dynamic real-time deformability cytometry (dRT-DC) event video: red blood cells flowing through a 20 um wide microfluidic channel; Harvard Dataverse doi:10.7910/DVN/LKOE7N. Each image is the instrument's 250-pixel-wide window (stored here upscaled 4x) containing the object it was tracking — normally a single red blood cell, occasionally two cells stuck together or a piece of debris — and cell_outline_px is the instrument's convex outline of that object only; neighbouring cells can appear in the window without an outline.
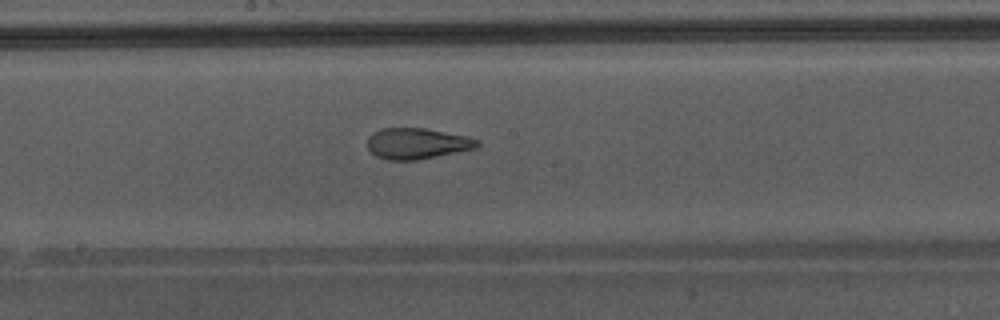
{"species": "Egyptian fruit bat (a non-hibernating species)", "species_latin": "Rousettus aegyptiacus", "temperature_condition": "warm", "stored_images_in_passage": 49, "camera_frame_rate_fps": 3000, "um_per_image_px": 0.085, "animal": {"sex": "male"}, "frame": {"image": 1, "passage_image": 28, "time_ms": 9.0, "image_size_px": [1000, 320], "cell_outline_px": [[480, 144], [476, 148], [416, 160], [388, 160], [376, 156], [368, 148], [368, 136], [372, 132], [380, 128], [424, 128], [468, 136], [480, 140]], "centroid_in_image_um": [35.44, 12.19], "position_along_channel_um": 212.8, "area_um2": 19.83}, "authors_computed_cell_mechanics": {"area_um2": 24.565, "velocity_mm_per_s": 4.371, "shape_relaxation_time_tau1_ms": null, "shape_relaxation_time_tau2_ms": 1.4243, "deformation_change_tau1": null, "deformation_change_tau2": 0.0908}}